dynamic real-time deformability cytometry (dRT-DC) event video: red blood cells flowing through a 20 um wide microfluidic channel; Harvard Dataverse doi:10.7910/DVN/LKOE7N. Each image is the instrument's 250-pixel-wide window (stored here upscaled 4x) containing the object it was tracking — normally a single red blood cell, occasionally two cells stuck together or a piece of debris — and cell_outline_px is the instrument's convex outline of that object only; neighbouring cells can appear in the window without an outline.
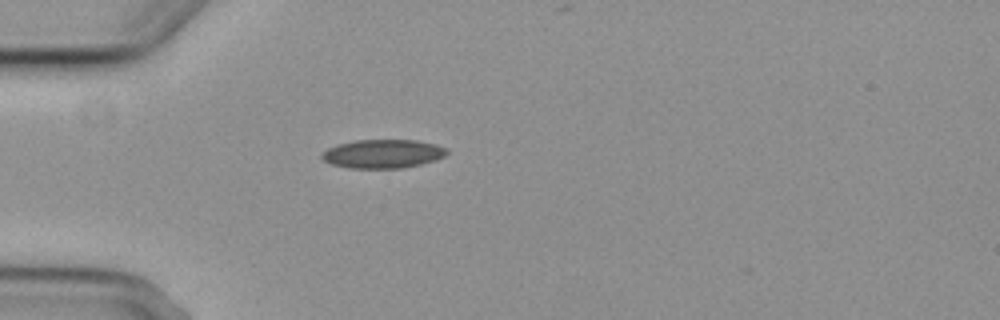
{"species": "common noctule bat (a hibernating species)", "species_latin": "Nyctalus noctula", "temperature_condition": "cold", "stored_images_in_passage": 1, "camera_frame_rate_fps": 3000, "um_per_image_px": 0.085, "animal": {"sex": "female", "body_mass_g": 29.2, "forearm_length_mm": 56.3}, "frame": {"image": 1, "passage_image": 1, "time_ms": 0.0, "image_size_px": [1000, 320], "cell_outline_px": [[448, 152], [444, 156], [436, 160], [420, 164], [400, 168], [348, 168], [332, 164], [324, 160], [320, 156], [328, 148], [336, 144], [356, 140], [416, 140], [436, 144], [444, 148]], "centroid_in_image_um": [32.53, 13.07], "position_along_channel_um": 52.5, "area_um2": 20.81}}